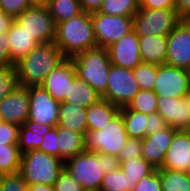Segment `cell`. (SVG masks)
Returning a JSON list of instances; mask_svg holds the SVG:
<instances>
[{"label":"cell","mask_w":190,"mask_h":191,"mask_svg":"<svg viewBox=\"0 0 190 191\" xmlns=\"http://www.w3.org/2000/svg\"><path fill=\"white\" fill-rule=\"evenodd\" d=\"M165 64L182 69L190 66V19H182L167 35Z\"/></svg>","instance_id":"cell-12"},{"label":"cell","mask_w":190,"mask_h":191,"mask_svg":"<svg viewBox=\"0 0 190 191\" xmlns=\"http://www.w3.org/2000/svg\"><path fill=\"white\" fill-rule=\"evenodd\" d=\"M29 3L33 6H46L48 0H28Z\"/></svg>","instance_id":"cell-51"},{"label":"cell","mask_w":190,"mask_h":191,"mask_svg":"<svg viewBox=\"0 0 190 191\" xmlns=\"http://www.w3.org/2000/svg\"><path fill=\"white\" fill-rule=\"evenodd\" d=\"M54 43L66 58L97 47L91 13L82 12L57 23Z\"/></svg>","instance_id":"cell-3"},{"label":"cell","mask_w":190,"mask_h":191,"mask_svg":"<svg viewBox=\"0 0 190 191\" xmlns=\"http://www.w3.org/2000/svg\"><path fill=\"white\" fill-rule=\"evenodd\" d=\"M58 126L76 131L84 136L87 132L86 109L61 102L58 112Z\"/></svg>","instance_id":"cell-23"},{"label":"cell","mask_w":190,"mask_h":191,"mask_svg":"<svg viewBox=\"0 0 190 191\" xmlns=\"http://www.w3.org/2000/svg\"><path fill=\"white\" fill-rule=\"evenodd\" d=\"M53 126L40 125L36 122L26 120L19 127L18 147L21 153L30 150H38L43 136L50 131Z\"/></svg>","instance_id":"cell-24"},{"label":"cell","mask_w":190,"mask_h":191,"mask_svg":"<svg viewBox=\"0 0 190 191\" xmlns=\"http://www.w3.org/2000/svg\"><path fill=\"white\" fill-rule=\"evenodd\" d=\"M186 131L190 134V126H189V128Z\"/></svg>","instance_id":"cell-56"},{"label":"cell","mask_w":190,"mask_h":191,"mask_svg":"<svg viewBox=\"0 0 190 191\" xmlns=\"http://www.w3.org/2000/svg\"><path fill=\"white\" fill-rule=\"evenodd\" d=\"M117 157L120 162L133 159V157H142V140L129 137Z\"/></svg>","instance_id":"cell-39"},{"label":"cell","mask_w":190,"mask_h":191,"mask_svg":"<svg viewBox=\"0 0 190 191\" xmlns=\"http://www.w3.org/2000/svg\"><path fill=\"white\" fill-rule=\"evenodd\" d=\"M132 191H162L159 168L137 182Z\"/></svg>","instance_id":"cell-43"},{"label":"cell","mask_w":190,"mask_h":191,"mask_svg":"<svg viewBox=\"0 0 190 191\" xmlns=\"http://www.w3.org/2000/svg\"><path fill=\"white\" fill-rule=\"evenodd\" d=\"M162 191H190V179L185 172L159 168Z\"/></svg>","instance_id":"cell-30"},{"label":"cell","mask_w":190,"mask_h":191,"mask_svg":"<svg viewBox=\"0 0 190 191\" xmlns=\"http://www.w3.org/2000/svg\"><path fill=\"white\" fill-rule=\"evenodd\" d=\"M54 189L55 191H85L83 186L65 168L59 173Z\"/></svg>","instance_id":"cell-38"},{"label":"cell","mask_w":190,"mask_h":191,"mask_svg":"<svg viewBox=\"0 0 190 191\" xmlns=\"http://www.w3.org/2000/svg\"><path fill=\"white\" fill-rule=\"evenodd\" d=\"M15 66L9 52V40L6 33L0 34V67Z\"/></svg>","instance_id":"cell-45"},{"label":"cell","mask_w":190,"mask_h":191,"mask_svg":"<svg viewBox=\"0 0 190 191\" xmlns=\"http://www.w3.org/2000/svg\"><path fill=\"white\" fill-rule=\"evenodd\" d=\"M28 188L19 173L0 175V191H28Z\"/></svg>","instance_id":"cell-37"},{"label":"cell","mask_w":190,"mask_h":191,"mask_svg":"<svg viewBox=\"0 0 190 191\" xmlns=\"http://www.w3.org/2000/svg\"><path fill=\"white\" fill-rule=\"evenodd\" d=\"M139 10V0H103L98 13L133 17Z\"/></svg>","instance_id":"cell-32"},{"label":"cell","mask_w":190,"mask_h":191,"mask_svg":"<svg viewBox=\"0 0 190 191\" xmlns=\"http://www.w3.org/2000/svg\"><path fill=\"white\" fill-rule=\"evenodd\" d=\"M0 114L5 122L23 125L29 114L27 87L18 85L8 96L4 97L0 101Z\"/></svg>","instance_id":"cell-17"},{"label":"cell","mask_w":190,"mask_h":191,"mask_svg":"<svg viewBox=\"0 0 190 191\" xmlns=\"http://www.w3.org/2000/svg\"><path fill=\"white\" fill-rule=\"evenodd\" d=\"M141 60L156 65L165 64L167 55V35L139 37Z\"/></svg>","instance_id":"cell-22"},{"label":"cell","mask_w":190,"mask_h":191,"mask_svg":"<svg viewBox=\"0 0 190 191\" xmlns=\"http://www.w3.org/2000/svg\"><path fill=\"white\" fill-rule=\"evenodd\" d=\"M157 112L168 125L176 130L186 131L190 126V105L186 97L158 96Z\"/></svg>","instance_id":"cell-16"},{"label":"cell","mask_w":190,"mask_h":191,"mask_svg":"<svg viewBox=\"0 0 190 191\" xmlns=\"http://www.w3.org/2000/svg\"><path fill=\"white\" fill-rule=\"evenodd\" d=\"M188 74L186 69L157 65V75L153 91L157 96L184 98L189 92Z\"/></svg>","instance_id":"cell-13"},{"label":"cell","mask_w":190,"mask_h":191,"mask_svg":"<svg viewBox=\"0 0 190 191\" xmlns=\"http://www.w3.org/2000/svg\"><path fill=\"white\" fill-rule=\"evenodd\" d=\"M101 99V95L87 82L76 78L70 84L69 96L64 102L87 109L90 105Z\"/></svg>","instance_id":"cell-26"},{"label":"cell","mask_w":190,"mask_h":191,"mask_svg":"<svg viewBox=\"0 0 190 191\" xmlns=\"http://www.w3.org/2000/svg\"><path fill=\"white\" fill-rule=\"evenodd\" d=\"M63 168L64 161L59 157L30 150L22 154L18 173L28 185L39 183L54 186Z\"/></svg>","instance_id":"cell-5"},{"label":"cell","mask_w":190,"mask_h":191,"mask_svg":"<svg viewBox=\"0 0 190 191\" xmlns=\"http://www.w3.org/2000/svg\"><path fill=\"white\" fill-rule=\"evenodd\" d=\"M133 74L140 86V89L153 90L157 75V65L141 62L133 69Z\"/></svg>","instance_id":"cell-35"},{"label":"cell","mask_w":190,"mask_h":191,"mask_svg":"<svg viewBox=\"0 0 190 191\" xmlns=\"http://www.w3.org/2000/svg\"><path fill=\"white\" fill-rule=\"evenodd\" d=\"M6 35L9 40L10 57L14 63L28 55L39 44L33 39V36L25 32L15 21L6 32Z\"/></svg>","instance_id":"cell-20"},{"label":"cell","mask_w":190,"mask_h":191,"mask_svg":"<svg viewBox=\"0 0 190 191\" xmlns=\"http://www.w3.org/2000/svg\"><path fill=\"white\" fill-rule=\"evenodd\" d=\"M190 165V134L177 130L165 154L163 169L185 172Z\"/></svg>","instance_id":"cell-19"},{"label":"cell","mask_w":190,"mask_h":191,"mask_svg":"<svg viewBox=\"0 0 190 191\" xmlns=\"http://www.w3.org/2000/svg\"><path fill=\"white\" fill-rule=\"evenodd\" d=\"M120 114L128 137L143 140L146 137V128L148 126L147 114L128 110L125 107L120 108Z\"/></svg>","instance_id":"cell-28"},{"label":"cell","mask_w":190,"mask_h":191,"mask_svg":"<svg viewBox=\"0 0 190 191\" xmlns=\"http://www.w3.org/2000/svg\"><path fill=\"white\" fill-rule=\"evenodd\" d=\"M58 128V148L59 158L63 161L74 157L76 154L84 152V136L81 133L67 128Z\"/></svg>","instance_id":"cell-25"},{"label":"cell","mask_w":190,"mask_h":191,"mask_svg":"<svg viewBox=\"0 0 190 191\" xmlns=\"http://www.w3.org/2000/svg\"><path fill=\"white\" fill-rule=\"evenodd\" d=\"M139 8L175 9V0H139Z\"/></svg>","instance_id":"cell-46"},{"label":"cell","mask_w":190,"mask_h":191,"mask_svg":"<svg viewBox=\"0 0 190 191\" xmlns=\"http://www.w3.org/2000/svg\"><path fill=\"white\" fill-rule=\"evenodd\" d=\"M111 64L133 70L141 60L139 36L132 30L107 47Z\"/></svg>","instance_id":"cell-14"},{"label":"cell","mask_w":190,"mask_h":191,"mask_svg":"<svg viewBox=\"0 0 190 191\" xmlns=\"http://www.w3.org/2000/svg\"><path fill=\"white\" fill-rule=\"evenodd\" d=\"M19 125L3 121L0 125V146L18 144Z\"/></svg>","instance_id":"cell-42"},{"label":"cell","mask_w":190,"mask_h":191,"mask_svg":"<svg viewBox=\"0 0 190 191\" xmlns=\"http://www.w3.org/2000/svg\"><path fill=\"white\" fill-rule=\"evenodd\" d=\"M134 187L127 174L119 168L105 174L99 191H132Z\"/></svg>","instance_id":"cell-34"},{"label":"cell","mask_w":190,"mask_h":191,"mask_svg":"<svg viewBox=\"0 0 190 191\" xmlns=\"http://www.w3.org/2000/svg\"><path fill=\"white\" fill-rule=\"evenodd\" d=\"M119 113L120 107L113 105L106 99H99L86 109L87 132L102 130Z\"/></svg>","instance_id":"cell-21"},{"label":"cell","mask_w":190,"mask_h":191,"mask_svg":"<svg viewBox=\"0 0 190 191\" xmlns=\"http://www.w3.org/2000/svg\"><path fill=\"white\" fill-rule=\"evenodd\" d=\"M124 121L119 113L102 130L88 131L84 135V150L118 156L128 140Z\"/></svg>","instance_id":"cell-6"},{"label":"cell","mask_w":190,"mask_h":191,"mask_svg":"<svg viewBox=\"0 0 190 191\" xmlns=\"http://www.w3.org/2000/svg\"><path fill=\"white\" fill-rule=\"evenodd\" d=\"M3 123L2 115L0 114V125Z\"/></svg>","instance_id":"cell-55"},{"label":"cell","mask_w":190,"mask_h":191,"mask_svg":"<svg viewBox=\"0 0 190 191\" xmlns=\"http://www.w3.org/2000/svg\"><path fill=\"white\" fill-rule=\"evenodd\" d=\"M57 136H58V128L52 127L50 131L43 136L42 143L38 151L59 157Z\"/></svg>","instance_id":"cell-40"},{"label":"cell","mask_w":190,"mask_h":191,"mask_svg":"<svg viewBox=\"0 0 190 191\" xmlns=\"http://www.w3.org/2000/svg\"><path fill=\"white\" fill-rule=\"evenodd\" d=\"M139 90L140 86L133 70L112 64L109 69L107 88L101 98L121 108L127 106Z\"/></svg>","instance_id":"cell-8"},{"label":"cell","mask_w":190,"mask_h":191,"mask_svg":"<svg viewBox=\"0 0 190 191\" xmlns=\"http://www.w3.org/2000/svg\"><path fill=\"white\" fill-rule=\"evenodd\" d=\"M185 173H186L187 177L190 179V165L187 167Z\"/></svg>","instance_id":"cell-53"},{"label":"cell","mask_w":190,"mask_h":191,"mask_svg":"<svg viewBox=\"0 0 190 191\" xmlns=\"http://www.w3.org/2000/svg\"><path fill=\"white\" fill-rule=\"evenodd\" d=\"M18 85L15 66L0 67V101L8 96Z\"/></svg>","instance_id":"cell-36"},{"label":"cell","mask_w":190,"mask_h":191,"mask_svg":"<svg viewBox=\"0 0 190 191\" xmlns=\"http://www.w3.org/2000/svg\"><path fill=\"white\" fill-rule=\"evenodd\" d=\"M175 9L182 19H190V0H175Z\"/></svg>","instance_id":"cell-47"},{"label":"cell","mask_w":190,"mask_h":191,"mask_svg":"<svg viewBox=\"0 0 190 191\" xmlns=\"http://www.w3.org/2000/svg\"><path fill=\"white\" fill-rule=\"evenodd\" d=\"M32 6L28 0H0L1 12L16 18L23 11Z\"/></svg>","instance_id":"cell-41"},{"label":"cell","mask_w":190,"mask_h":191,"mask_svg":"<svg viewBox=\"0 0 190 191\" xmlns=\"http://www.w3.org/2000/svg\"><path fill=\"white\" fill-rule=\"evenodd\" d=\"M147 119L146 136L169 127L168 123L158 112L147 115Z\"/></svg>","instance_id":"cell-44"},{"label":"cell","mask_w":190,"mask_h":191,"mask_svg":"<svg viewBox=\"0 0 190 191\" xmlns=\"http://www.w3.org/2000/svg\"><path fill=\"white\" fill-rule=\"evenodd\" d=\"M14 22V18L0 10V34L6 33Z\"/></svg>","instance_id":"cell-49"},{"label":"cell","mask_w":190,"mask_h":191,"mask_svg":"<svg viewBox=\"0 0 190 191\" xmlns=\"http://www.w3.org/2000/svg\"><path fill=\"white\" fill-rule=\"evenodd\" d=\"M14 21L39 44L54 42L56 25L46 6H30Z\"/></svg>","instance_id":"cell-9"},{"label":"cell","mask_w":190,"mask_h":191,"mask_svg":"<svg viewBox=\"0 0 190 191\" xmlns=\"http://www.w3.org/2000/svg\"><path fill=\"white\" fill-rule=\"evenodd\" d=\"M76 78L72 60L66 58L47 75L41 86L55 101L61 103L69 96L70 84H73Z\"/></svg>","instance_id":"cell-15"},{"label":"cell","mask_w":190,"mask_h":191,"mask_svg":"<svg viewBox=\"0 0 190 191\" xmlns=\"http://www.w3.org/2000/svg\"><path fill=\"white\" fill-rule=\"evenodd\" d=\"M98 47L107 48L133 30V17L91 13Z\"/></svg>","instance_id":"cell-10"},{"label":"cell","mask_w":190,"mask_h":191,"mask_svg":"<svg viewBox=\"0 0 190 191\" xmlns=\"http://www.w3.org/2000/svg\"><path fill=\"white\" fill-rule=\"evenodd\" d=\"M181 20L176 9L139 8L132 28L139 37L168 35Z\"/></svg>","instance_id":"cell-7"},{"label":"cell","mask_w":190,"mask_h":191,"mask_svg":"<svg viewBox=\"0 0 190 191\" xmlns=\"http://www.w3.org/2000/svg\"><path fill=\"white\" fill-rule=\"evenodd\" d=\"M120 168L131 180V185H136L142 178L149 176L156 168L148 163L143 157H133L121 162Z\"/></svg>","instance_id":"cell-29"},{"label":"cell","mask_w":190,"mask_h":191,"mask_svg":"<svg viewBox=\"0 0 190 191\" xmlns=\"http://www.w3.org/2000/svg\"><path fill=\"white\" fill-rule=\"evenodd\" d=\"M29 96L28 120L40 125L56 127L58 125V112L60 103L42 86L27 87Z\"/></svg>","instance_id":"cell-11"},{"label":"cell","mask_w":190,"mask_h":191,"mask_svg":"<svg viewBox=\"0 0 190 191\" xmlns=\"http://www.w3.org/2000/svg\"><path fill=\"white\" fill-rule=\"evenodd\" d=\"M186 70H187V74H188V83H189V87H190V66Z\"/></svg>","instance_id":"cell-52"},{"label":"cell","mask_w":190,"mask_h":191,"mask_svg":"<svg viewBox=\"0 0 190 191\" xmlns=\"http://www.w3.org/2000/svg\"><path fill=\"white\" fill-rule=\"evenodd\" d=\"M103 0H80L83 12L94 13L98 12Z\"/></svg>","instance_id":"cell-48"},{"label":"cell","mask_w":190,"mask_h":191,"mask_svg":"<svg viewBox=\"0 0 190 191\" xmlns=\"http://www.w3.org/2000/svg\"><path fill=\"white\" fill-rule=\"evenodd\" d=\"M157 98L158 96L153 90L140 89L125 108L149 115L158 110Z\"/></svg>","instance_id":"cell-33"},{"label":"cell","mask_w":190,"mask_h":191,"mask_svg":"<svg viewBox=\"0 0 190 191\" xmlns=\"http://www.w3.org/2000/svg\"><path fill=\"white\" fill-rule=\"evenodd\" d=\"M65 59L54 42L38 44L15 63L19 86H41L47 75Z\"/></svg>","instance_id":"cell-2"},{"label":"cell","mask_w":190,"mask_h":191,"mask_svg":"<svg viewBox=\"0 0 190 191\" xmlns=\"http://www.w3.org/2000/svg\"><path fill=\"white\" fill-rule=\"evenodd\" d=\"M176 131L169 126L147 135L142 140V157L156 169L162 167L165 154Z\"/></svg>","instance_id":"cell-18"},{"label":"cell","mask_w":190,"mask_h":191,"mask_svg":"<svg viewBox=\"0 0 190 191\" xmlns=\"http://www.w3.org/2000/svg\"><path fill=\"white\" fill-rule=\"evenodd\" d=\"M186 98H187V100H188V102H189V105H190V88H189V92H188L187 95H186Z\"/></svg>","instance_id":"cell-54"},{"label":"cell","mask_w":190,"mask_h":191,"mask_svg":"<svg viewBox=\"0 0 190 191\" xmlns=\"http://www.w3.org/2000/svg\"><path fill=\"white\" fill-rule=\"evenodd\" d=\"M117 156L84 151L64 161V168L85 191H99L107 172L119 169Z\"/></svg>","instance_id":"cell-1"},{"label":"cell","mask_w":190,"mask_h":191,"mask_svg":"<svg viewBox=\"0 0 190 191\" xmlns=\"http://www.w3.org/2000/svg\"><path fill=\"white\" fill-rule=\"evenodd\" d=\"M21 156L18 144L0 146V175L18 173Z\"/></svg>","instance_id":"cell-31"},{"label":"cell","mask_w":190,"mask_h":191,"mask_svg":"<svg viewBox=\"0 0 190 191\" xmlns=\"http://www.w3.org/2000/svg\"><path fill=\"white\" fill-rule=\"evenodd\" d=\"M78 79L90 84L100 95L107 88L108 74L111 67L107 48L95 47L70 58Z\"/></svg>","instance_id":"cell-4"},{"label":"cell","mask_w":190,"mask_h":191,"mask_svg":"<svg viewBox=\"0 0 190 191\" xmlns=\"http://www.w3.org/2000/svg\"><path fill=\"white\" fill-rule=\"evenodd\" d=\"M46 7L55 25L83 12L80 0H48Z\"/></svg>","instance_id":"cell-27"},{"label":"cell","mask_w":190,"mask_h":191,"mask_svg":"<svg viewBox=\"0 0 190 191\" xmlns=\"http://www.w3.org/2000/svg\"><path fill=\"white\" fill-rule=\"evenodd\" d=\"M28 191H55V189L54 186L37 183L29 185Z\"/></svg>","instance_id":"cell-50"}]
</instances>
